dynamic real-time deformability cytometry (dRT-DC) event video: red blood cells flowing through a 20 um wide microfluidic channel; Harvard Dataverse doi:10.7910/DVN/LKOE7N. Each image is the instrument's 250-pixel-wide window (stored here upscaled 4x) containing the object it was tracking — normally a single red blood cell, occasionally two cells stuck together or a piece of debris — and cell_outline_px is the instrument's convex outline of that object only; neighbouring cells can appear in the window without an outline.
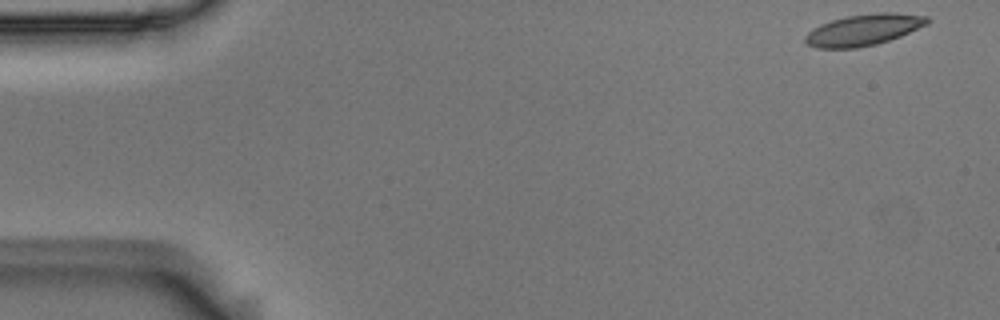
{"species": "Egyptian fruit bat (a non-hibernating species)", "species_latin": "Rousettus aegyptiacus", "temperature_condition": "room temperature", "stored_images_in_passage": 5, "camera_frame_rate_fps": 3000, "um_per_image_px": 0.085, "animal": {"sex": "male"}, "frame": {"image": 1, "passage_image": 1, "time_ms": 0.0, "image_size_px": [1000, 320], "cell_outline_px": [[932, 20], [928, 24], [900, 36], [876, 44], [856, 48], [816, 48], [808, 44], [804, 40], [804, 36], [812, 28], [820, 24], [832, 20], [848, 16], [876, 12], [892, 12], [928, 16]], "centroid_in_image_um": [73.41, 2.53], "position_along_channel_um": 11.6, "area_um2": 22.31}}